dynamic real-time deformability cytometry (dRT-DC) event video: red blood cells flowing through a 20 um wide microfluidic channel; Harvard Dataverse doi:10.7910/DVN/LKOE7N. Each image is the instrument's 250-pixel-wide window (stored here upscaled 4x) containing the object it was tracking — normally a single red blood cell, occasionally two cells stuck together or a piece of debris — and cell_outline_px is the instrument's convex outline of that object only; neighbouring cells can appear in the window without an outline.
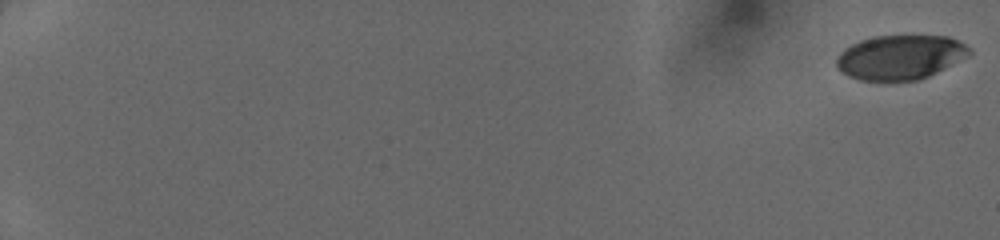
{"species": "human", "species_latin": "Homo sapiens", "temperature_condition": "cold", "stored_images_in_passage": 51, "camera_frame_rate_fps": 3000, "um_per_image_px": 0.085, "donor": {"sex": "female"}, "frame": {"image": 1, "passage_image": 1, "time_ms": 0.0, "image_size_px": [1000, 240], "cell_outline_px": [[972, 52], [968, 56], [920, 80], [860, 80], [848, 76], [836, 64], [836, 56], [844, 48], [860, 40], [876, 36], [948, 36], [972, 48]], "centroid_in_image_um": [76.52, 4.85], "position_along_channel_um": 8.5, "area_um2": 34.16}}
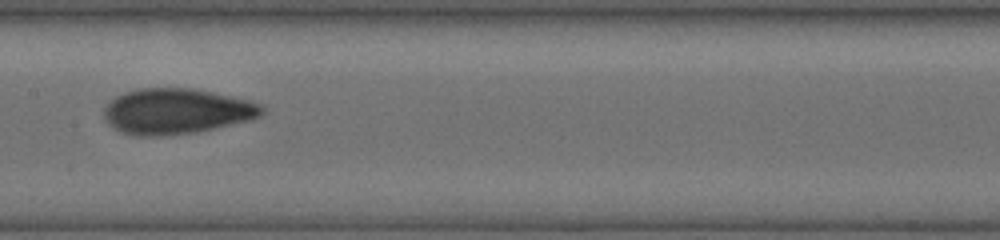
{"frame": {"image": 2, "passage_image": 30, "time_ms": 9.667, "image_size_px": [1000, 240], "cell_outline_px": [[264, 112], [260, 116], [252, 120], [196, 132], [160, 136], [140, 136], [120, 132], [112, 128], [104, 120], [104, 108], [116, 96], [124, 92], [136, 88], [192, 88], [252, 100], [264, 104]], "centroid_in_image_um": [15.02, 9.46], "position_along_channel_um": 192.4, "area_um2": 42.37}}
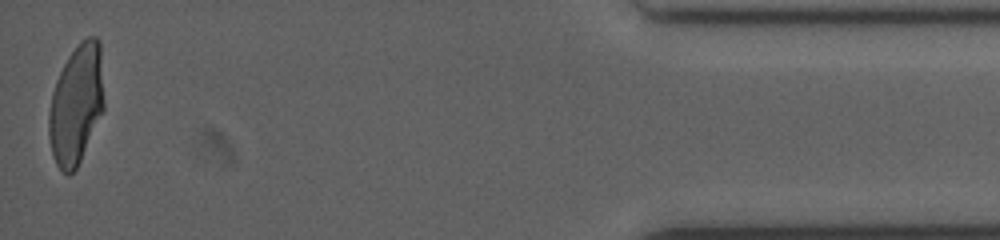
{"frame": {"image": 3, "passage_image": 51, "time_ms": 16.667, "image_size_px": [1000, 240], "cell_outline_px": [[104, 108], [80, 160], [76, 168], [68, 176], [56, 164], [52, 156], [48, 136], [48, 112], [52, 92], [56, 80], [68, 56], [80, 40], [88, 36], [96, 36], [100, 40], [104, 100]], "centroid_in_image_um": [6.47, 8.84], "position_along_channel_um": 428.7, "area_um2": 38.61}}